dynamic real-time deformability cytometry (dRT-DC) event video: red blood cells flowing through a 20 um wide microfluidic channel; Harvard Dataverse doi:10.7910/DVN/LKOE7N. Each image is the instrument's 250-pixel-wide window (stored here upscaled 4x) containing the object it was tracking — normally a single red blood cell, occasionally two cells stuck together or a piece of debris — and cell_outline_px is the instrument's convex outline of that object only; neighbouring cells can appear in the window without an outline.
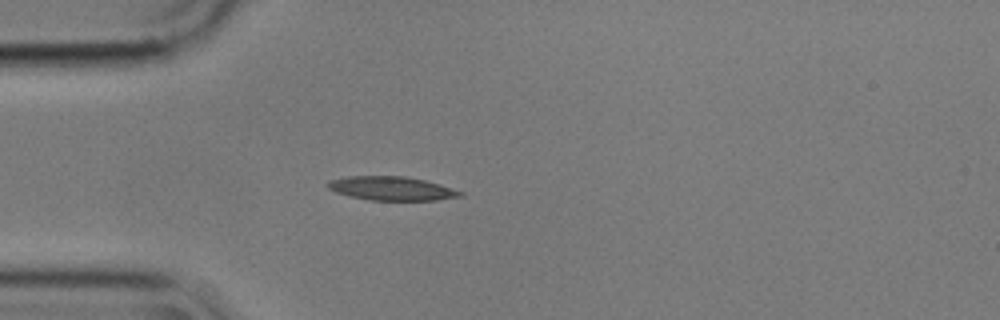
{"species": "common noctule bat (a hibernating species)", "species_latin": "Nyctalus noctula", "temperature_condition": "cold", "stored_images_in_passage": 4, "camera_frame_rate_fps": 3000, "um_per_image_px": 0.085, "animal": {"sex": "male", "body_mass_g": 17.9}, "frame": {"image": 1, "passage_image": 4, "time_ms": 1.0, "image_size_px": [1000, 320], "cell_outline_px": [[464, 196], [436, 200], [368, 200], [348, 196], [336, 192], [328, 188], [324, 184], [328, 180], [348, 176], [404, 176], [424, 180], [440, 184], [464, 192]], "centroid_in_image_um": [33.26, 16.02], "position_along_channel_um": 51.7, "area_um2": 18.55}}